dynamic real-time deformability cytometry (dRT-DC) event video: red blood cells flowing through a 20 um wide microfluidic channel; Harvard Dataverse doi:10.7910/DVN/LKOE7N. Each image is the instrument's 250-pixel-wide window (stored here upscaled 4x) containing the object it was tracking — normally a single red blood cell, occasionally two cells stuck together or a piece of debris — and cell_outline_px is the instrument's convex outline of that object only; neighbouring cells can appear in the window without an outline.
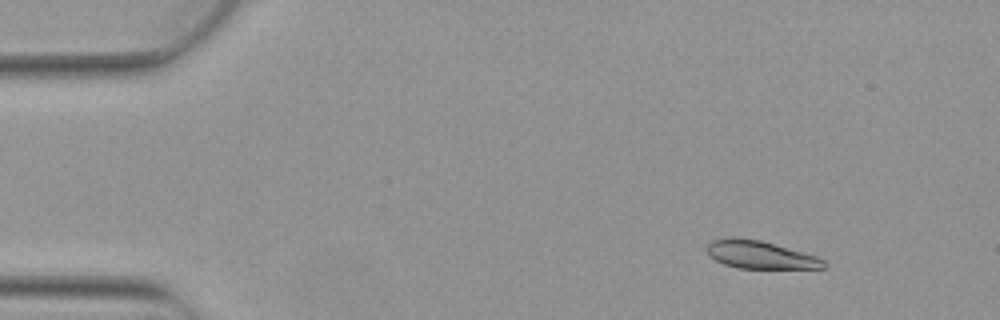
{"species": "Egyptian fruit bat (a non-hibernating species)", "species_latin": "Rousettus aegyptiacus", "temperature_condition": "warm", "stored_images_in_passage": 5, "camera_frame_rate_fps": 3000, "um_per_image_px": 0.085, "animal": {"sex": "female"}, "frame": {"image": 1, "passage_image": 1, "time_ms": 0.0, "image_size_px": [1000, 320], "cell_outline_px": [[828, 264], [824, 268], [736, 268], [724, 264], [708, 256], [704, 248], [712, 240], [732, 236], [760, 240], [816, 256], [824, 260]], "centroid_in_image_um": [64.55, 21.65], "position_along_channel_um": 20.5, "area_um2": 19.02}}
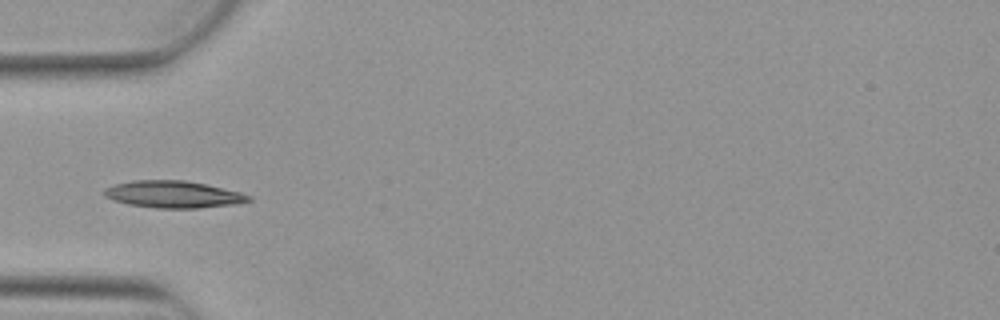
{"frame": {"image": 2, "passage_image": 4, "time_ms": 1.0, "image_size_px": [1000, 320], "cell_outline_px": [[252, 200], [240, 204], [200, 208], [156, 208], [128, 204], [112, 200], [104, 196], [104, 188], [112, 184], [132, 180], [184, 180], [208, 184], [240, 192], [252, 196]], "centroid_in_image_um": [14.74, 16.52], "position_along_channel_um": 70.3, "area_um2": 23.12}}
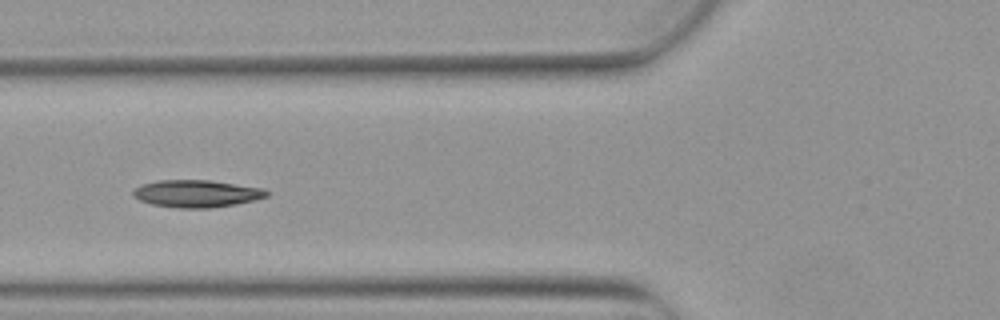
{"frame": {"image": 3, "passage_image": 5, "time_ms": 1.333, "image_size_px": [1000, 320], "cell_outline_px": [[272, 192], [268, 196], [256, 200], [236, 204], [212, 208], [176, 208], [152, 204], [140, 200], [132, 196], [132, 192], [140, 184], [156, 180], [212, 180], [264, 188]], "centroid_in_image_um": [16.75, 16.45], "position_along_channel_um": 109.1, "area_um2": 21.62}}